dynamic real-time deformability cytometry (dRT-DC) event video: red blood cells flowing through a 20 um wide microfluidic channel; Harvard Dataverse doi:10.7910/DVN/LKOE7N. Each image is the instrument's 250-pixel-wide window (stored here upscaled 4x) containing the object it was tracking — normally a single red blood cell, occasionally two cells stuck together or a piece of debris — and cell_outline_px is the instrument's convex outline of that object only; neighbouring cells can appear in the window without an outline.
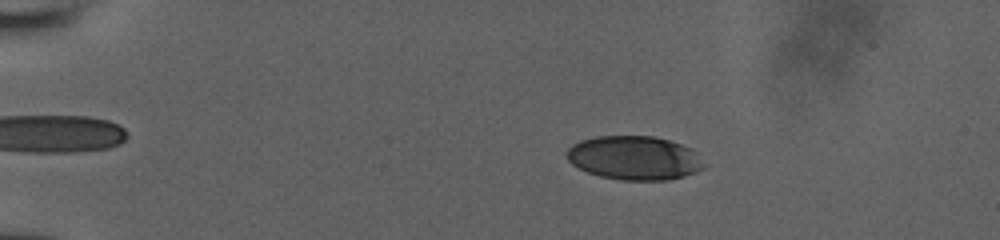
{"species": "human", "species_latin": "Homo sapiens", "temperature_condition": "room temperature", "stored_images_in_passage": 49, "camera_frame_rate_fps": 3000, "um_per_image_px": 0.085, "donor": {"sex": "male"}, "frame": {"image": 1, "passage_image": 9, "time_ms": 2.667, "image_size_px": [1000, 240], "cell_outline_px": [[704, 168], [696, 172], [684, 176], [668, 180], [620, 180], [600, 176], [588, 172], [572, 164], [568, 160], [564, 152], [572, 144], [580, 140], [596, 136], [656, 136], [692, 148]], "centroid_in_image_um": [53.86, 13.42], "position_along_channel_um": 31.1, "area_um2": 35.03}}
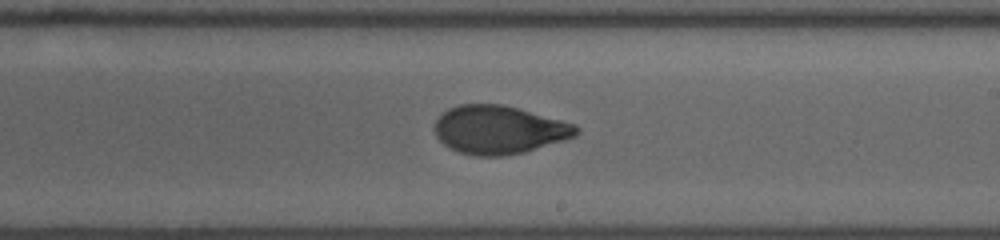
{"frame": {"image": 2, "passage_image": 31, "time_ms": 10.0, "image_size_px": [1000, 240], "cell_outline_px": [[580, 132], [576, 136], [564, 140], [524, 152], [500, 156], [476, 156], [460, 152], [448, 148], [436, 136], [436, 120], [440, 112], [448, 108], [460, 104], [500, 104], [516, 108], [576, 124], [580, 128]], "centroid_in_image_um": [42.41, 11.03], "position_along_channel_um": 246.6, "area_um2": 39.77}}
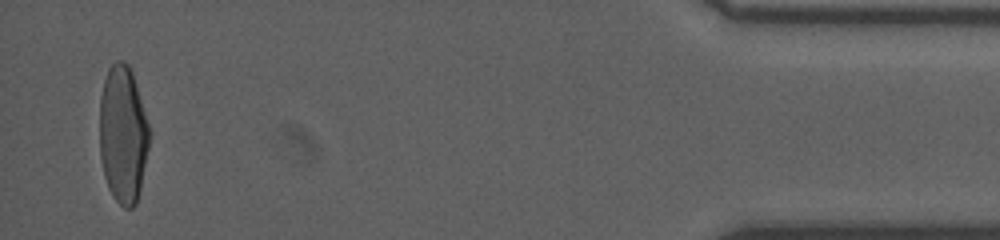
{"frame": {"image": 3, "passage_image": 48, "time_ms": 15.667, "image_size_px": [1000, 240], "cell_outline_px": [[148, 148], [140, 188], [136, 204], [132, 208], [124, 208], [112, 196], [108, 188], [104, 176], [100, 156], [100, 96], [104, 80], [108, 68], [116, 60], [124, 60], [128, 64], [132, 72], [148, 124]], "centroid_in_image_um": [10.42, 11.42], "position_along_channel_um": 424.8, "area_um2": 39.54}}